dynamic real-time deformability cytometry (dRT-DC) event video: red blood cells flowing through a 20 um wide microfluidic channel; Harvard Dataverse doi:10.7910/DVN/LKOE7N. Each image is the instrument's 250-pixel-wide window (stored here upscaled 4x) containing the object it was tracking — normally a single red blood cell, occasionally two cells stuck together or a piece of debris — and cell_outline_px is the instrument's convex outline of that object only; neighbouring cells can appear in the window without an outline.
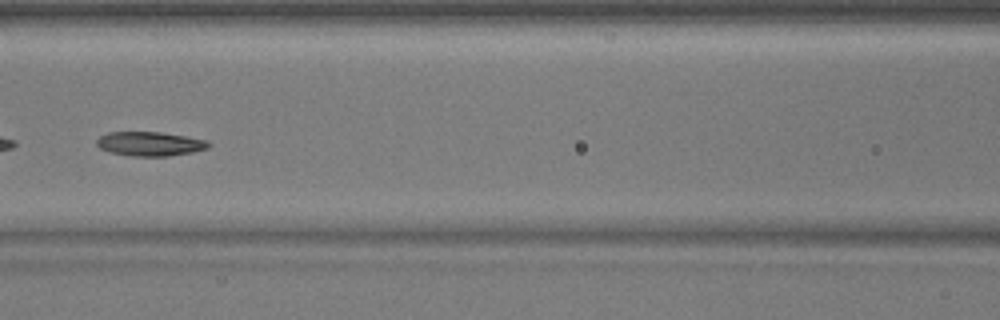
{"species": "common noctule bat (a hibernating species)", "species_latin": "Nyctalus noctula", "temperature_condition": "warm", "stored_images_in_passage": 39, "camera_frame_rate_fps": 3000, "um_per_image_px": 0.085, "animal": {"sex": "male", "body_mass_g": 17.9}, "frame": {"image": 1, "passage_image": 12, "time_ms": 3.667, "image_size_px": [1000, 320], "cell_outline_px": [[212, 144], [208, 148], [192, 152], [168, 156], [132, 156], [112, 152], [100, 148], [96, 144], [96, 140], [100, 136], [108, 132], [160, 132], [208, 140]], "centroid_in_image_um": [12.76, 12.22], "position_along_channel_um": 153.8, "area_um2": 15.72}}